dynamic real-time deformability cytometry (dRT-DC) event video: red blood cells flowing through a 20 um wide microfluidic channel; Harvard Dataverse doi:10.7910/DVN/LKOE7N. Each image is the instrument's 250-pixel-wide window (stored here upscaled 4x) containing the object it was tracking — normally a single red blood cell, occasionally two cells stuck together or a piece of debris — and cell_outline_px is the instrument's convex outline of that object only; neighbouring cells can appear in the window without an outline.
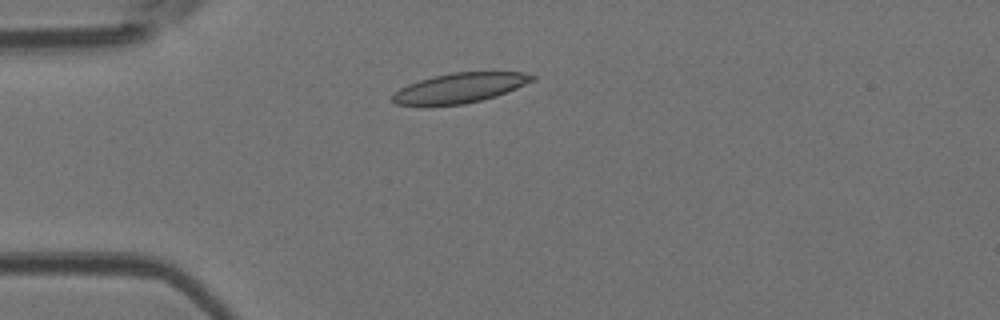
{"species": "Egyptian fruit bat (a non-hibernating species)", "species_latin": "Rousettus aegyptiacus", "temperature_condition": "room temperature", "stored_images_in_passage": 4, "camera_frame_rate_fps": 3000, "um_per_image_px": 0.085, "animal": {"sex": "female"}, "frame": {"image": 1, "passage_image": 3, "time_ms": 0.667, "image_size_px": [1000, 320], "cell_outline_px": [[536, 80], [496, 96], [464, 104], [396, 104], [392, 100], [392, 96], [400, 88], [408, 84], [420, 80], [452, 72], [524, 72], [536, 76]], "centroid_in_image_um": [39.15, 7.45], "position_along_channel_um": 45.9, "area_um2": 23.76}}